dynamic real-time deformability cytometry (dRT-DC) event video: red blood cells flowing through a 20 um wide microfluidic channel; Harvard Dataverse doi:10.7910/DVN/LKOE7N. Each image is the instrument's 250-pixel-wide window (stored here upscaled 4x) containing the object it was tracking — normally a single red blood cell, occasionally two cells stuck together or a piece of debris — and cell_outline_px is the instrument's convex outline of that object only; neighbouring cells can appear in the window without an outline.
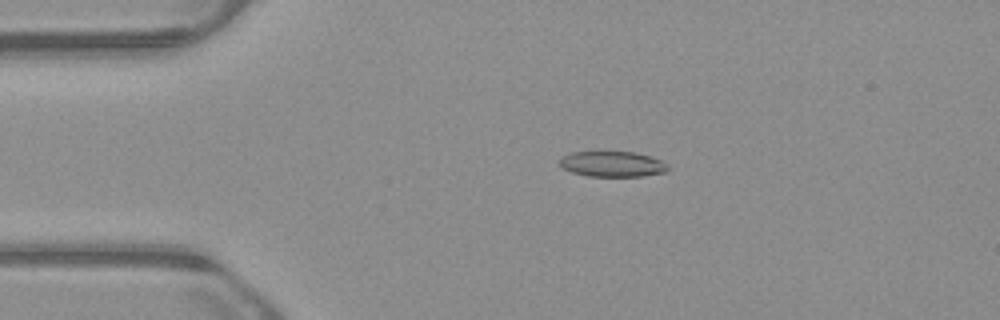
{"species": "common noctule bat (a hibernating species)", "species_latin": "Nyctalus noctula", "temperature_condition": "warm", "stored_images_in_passage": 47, "camera_frame_rate_fps": 3000, "um_per_image_px": 0.085, "animal": {"sex": "male", "body_mass_g": 23.1, "forearm_length_mm": 52.7}, "frame": {"image": 1, "passage_image": 5, "time_ms": 1.333, "image_size_px": [1000, 320], "cell_outline_px": [[668, 172], [644, 176], [588, 176], [572, 172], [560, 168], [556, 160], [560, 156], [572, 152], [636, 152], [652, 156], [660, 160], [668, 168]], "centroid_in_image_um": [51.98, 13.94], "position_along_channel_um": 33.0, "area_um2": 16.36}}
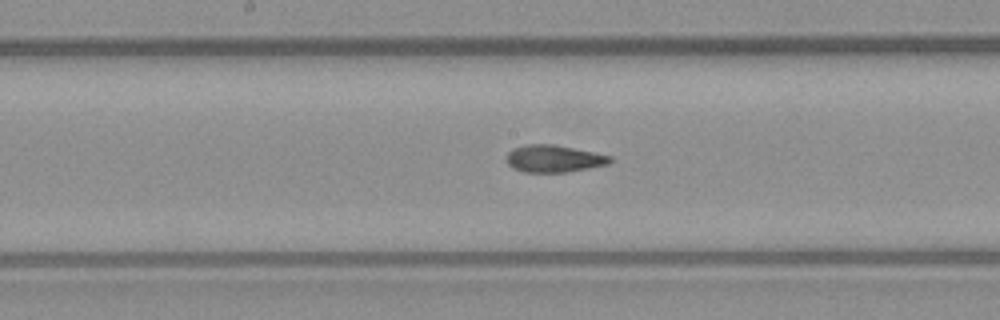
{"frame": {"image": 2, "passage_image": 21, "time_ms": 6.667, "image_size_px": [1000, 320], "cell_outline_px": [[612, 160], [608, 164], [568, 172], [524, 172], [512, 168], [508, 164], [508, 152], [512, 148], [528, 144], [552, 144], [612, 156]], "centroid_in_image_um": [47.06, 13.49], "position_along_channel_um": 201.1, "area_um2": 16.24}}
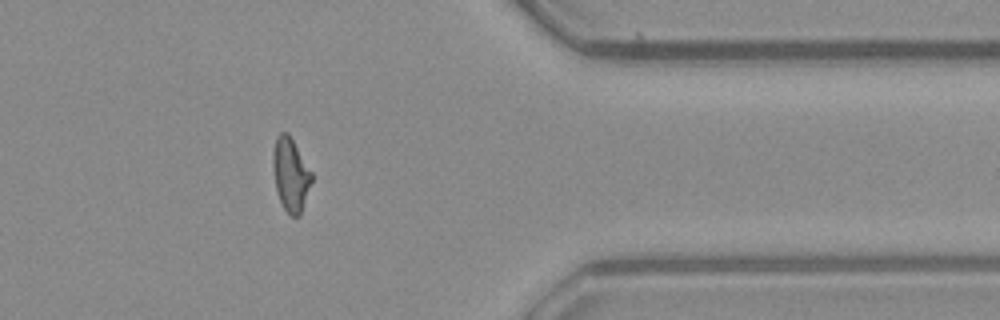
{"frame": {"image": 3, "passage_image": 37, "time_ms": 12.0, "image_size_px": [1000, 320], "cell_outline_px": [[312, 180], [300, 216], [292, 216], [284, 208], [280, 200], [276, 188], [272, 168], [272, 152], [276, 136], [280, 132], [288, 132], [312, 172]], "centroid_in_image_um": [24.69, 14.8], "position_along_channel_um": 386.7, "area_um2": 16.53}, "authors_computed_cell_mechanics": {"area_um2": 16.6464, "velocity_mm_per_s": 3.8729, "shape_relaxation_time_tau1_ms": 8.8188, "shape_relaxation_time_tau2_ms": 1.8499, "deformation_change_tau1": 0.2413, "deformation_change_tau2": 0.0766}}